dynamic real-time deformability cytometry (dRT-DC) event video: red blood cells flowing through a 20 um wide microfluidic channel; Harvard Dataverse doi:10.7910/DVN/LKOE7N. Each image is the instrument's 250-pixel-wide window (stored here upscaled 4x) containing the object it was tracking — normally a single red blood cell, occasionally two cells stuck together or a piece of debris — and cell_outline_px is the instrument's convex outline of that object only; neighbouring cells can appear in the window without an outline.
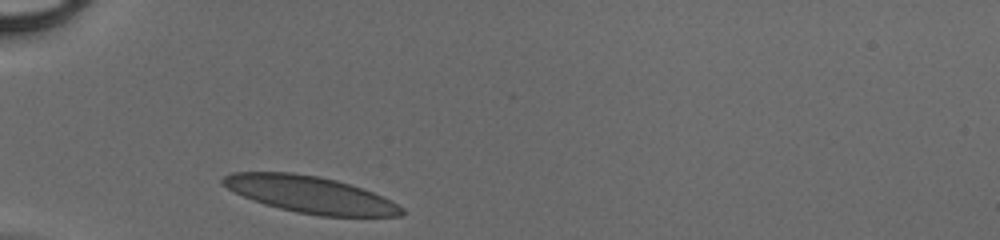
{"species": "human", "species_latin": "Homo sapiens", "temperature_condition": "cold", "stored_images_in_passage": 26, "camera_frame_rate_fps": 3000, "um_per_image_px": 0.085, "donor": {"sex": "male"}, "frame": {"image": 1, "passage_image": 1, "time_ms": 0.0, "image_size_px": [1000, 240], "cell_outline_px": [[404, 212], [400, 216], [320, 216], [296, 212], [264, 204], [252, 200], [220, 184], [220, 180], [224, 176], [232, 172], [292, 172], [316, 176], [336, 180], [372, 192], [404, 208]], "centroid_in_image_um": [26.32, 16.53], "position_along_channel_um": 58.7, "area_um2": 37.86}}
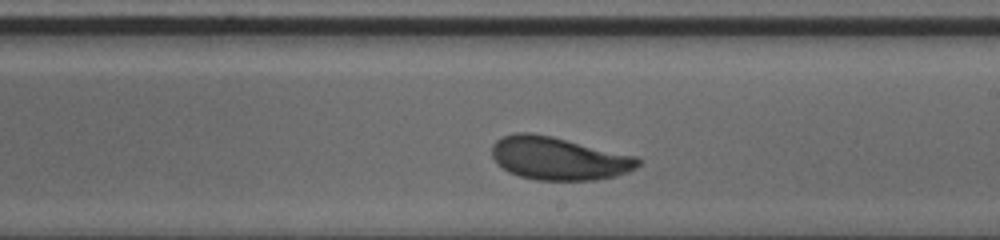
{"frame": {"image": 2, "passage_image": 15, "time_ms": 4.667, "image_size_px": [1000, 240], "cell_outline_px": [[640, 164], [636, 168], [628, 172], [616, 176], [596, 180], [536, 180], [520, 176], [508, 172], [496, 164], [492, 156], [492, 144], [496, 140], [504, 136], [516, 132], [528, 132], [552, 136], [636, 156], [640, 160]], "centroid_in_image_um": [47.46, 13.47], "position_along_channel_um": 241.5, "area_um2": 36.76}}
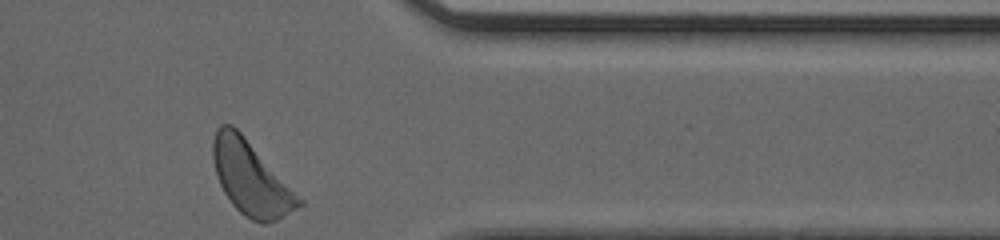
{"frame": {"image": 3, "passage_image": 26, "time_ms": 8.333, "image_size_px": [1000, 240], "cell_outline_px": [[304, 204], [284, 216], [276, 220], [264, 224], [260, 224], [244, 216], [232, 204], [224, 192], [216, 176], [212, 160], [212, 144], [216, 128], [220, 124], [232, 124], [244, 136], [304, 200]], "centroid_in_image_um": [21.31, 15.15], "position_along_channel_um": 390.1, "area_um2": 36.82}}